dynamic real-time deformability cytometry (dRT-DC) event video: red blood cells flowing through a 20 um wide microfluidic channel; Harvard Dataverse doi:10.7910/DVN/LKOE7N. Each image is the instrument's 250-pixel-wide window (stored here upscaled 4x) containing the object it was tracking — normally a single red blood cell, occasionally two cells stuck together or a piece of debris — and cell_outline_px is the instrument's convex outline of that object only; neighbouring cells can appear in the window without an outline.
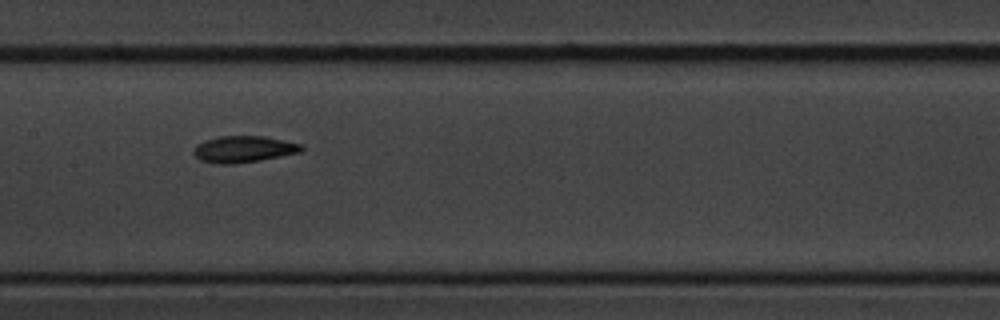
{"species": "common noctule bat (a hibernating species)", "species_latin": "Nyctalus noctula", "temperature_condition": "cold", "stored_images_in_passage": 9, "camera_frame_rate_fps": 3000, "um_per_image_px": 0.085, "animal": {"sex": "male", "body_mass_g": 20.1, "forearm_length_mm": 53.5}, "frame": {"image": 1, "passage_image": 8, "time_ms": 8.333, "image_size_px": [1000, 320], "cell_outline_px": [[304, 152], [260, 160], [232, 164], [216, 164], [200, 160], [192, 152], [192, 148], [196, 144], [204, 140], [220, 136], [264, 136], [284, 140], [300, 144], [304, 148]], "centroid_in_image_um": [20.69, 12.68], "position_along_channel_um": 186.7, "area_um2": 16.88}}
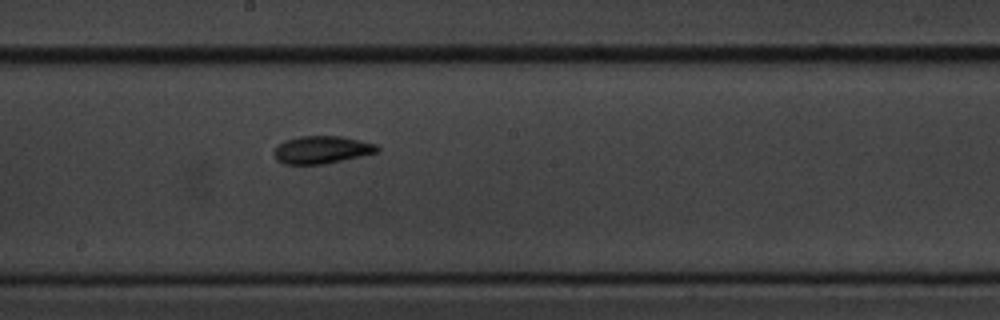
{"frame": {"image": 2, "passage_image": 9, "time_ms": 9.333, "image_size_px": [1000, 320], "cell_outline_px": [[380, 152], [324, 164], [284, 164], [276, 160], [272, 152], [284, 140], [300, 136], [344, 136], [376, 144], [380, 148]], "centroid_in_image_um": [27.36, 12.73], "position_along_channel_um": 220.8, "area_um2": 16.76}}